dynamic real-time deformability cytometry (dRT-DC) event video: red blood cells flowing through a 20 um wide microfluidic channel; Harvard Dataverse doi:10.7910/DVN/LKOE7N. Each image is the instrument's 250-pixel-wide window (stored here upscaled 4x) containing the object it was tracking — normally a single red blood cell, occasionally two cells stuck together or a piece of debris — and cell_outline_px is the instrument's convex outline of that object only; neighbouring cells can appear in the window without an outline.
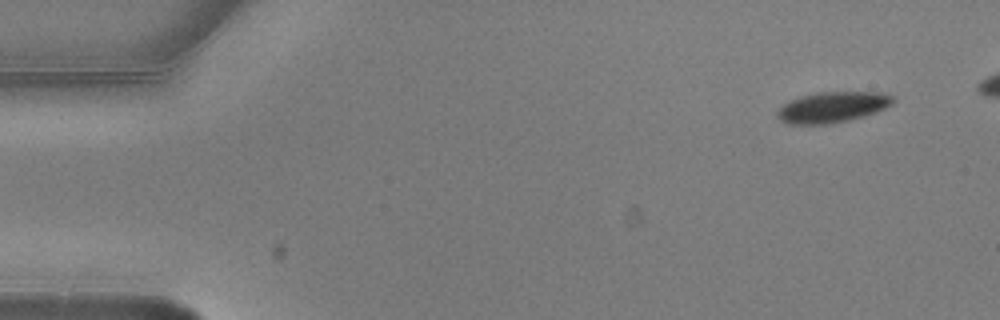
{"species": "common noctule bat (a hibernating species)", "species_latin": "Nyctalus noctula", "temperature_condition": "warm", "stored_images_in_passage": 5, "camera_frame_rate_fps": 3000, "um_per_image_px": 0.085, "animal": {"sex": "male", "body_mass_g": 20.5, "forearm_length_mm": 52.5}, "frame": {"image": 1, "passage_image": 1, "time_ms": 0.0, "image_size_px": [1000, 320], "cell_outline_px": [[896, 100], [892, 104], [876, 112], [864, 116], [832, 124], [788, 124], [780, 120], [776, 116], [776, 112], [784, 104], [800, 96], [820, 92], [880, 92], [896, 96]], "centroid_in_image_um": [70.79, 9.11], "position_along_channel_um": 14.2, "area_um2": 20.81}}